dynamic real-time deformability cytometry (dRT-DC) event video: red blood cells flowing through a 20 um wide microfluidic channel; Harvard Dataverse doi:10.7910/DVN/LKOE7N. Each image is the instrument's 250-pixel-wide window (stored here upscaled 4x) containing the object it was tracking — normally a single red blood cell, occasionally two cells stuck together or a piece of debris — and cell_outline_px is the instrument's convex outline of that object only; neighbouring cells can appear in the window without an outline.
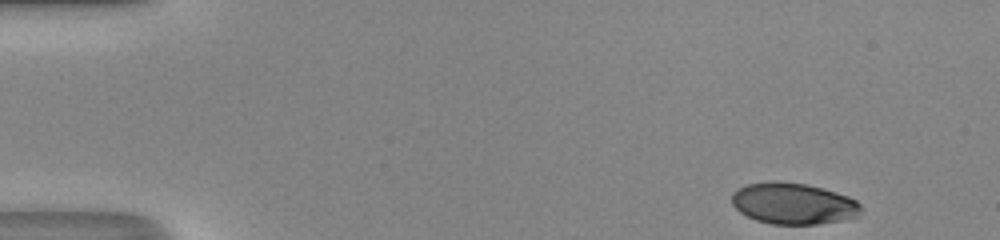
{"species": "human", "species_latin": "Homo sapiens", "temperature_condition": "room temperature", "stored_images_in_passage": 45, "camera_frame_rate_fps": 3000, "um_per_image_px": 0.085, "donor": {"sex": "male"}, "frame": {"image": 1, "passage_image": 1, "time_ms": 0.0, "image_size_px": [1000, 240], "cell_outline_px": [[860, 216], [840, 220], [816, 224], [772, 224], [756, 220], [740, 212], [732, 204], [732, 192], [736, 188], [748, 184], [772, 180], [776, 180], [804, 184], [824, 188], [848, 196], [856, 200], [860, 204]], "centroid_in_image_um": [67.41, 17.29], "position_along_channel_um": 17.6, "area_um2": 31.21}}
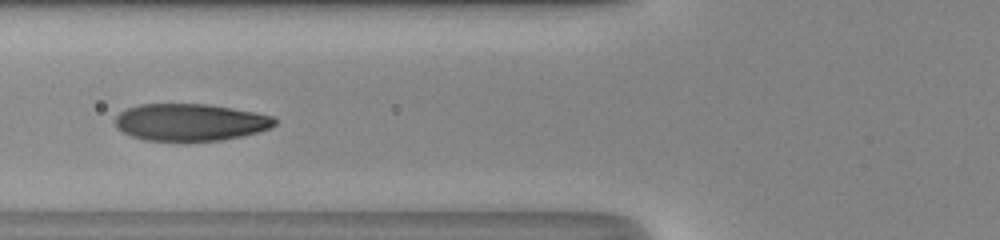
{"frame": {"image": 2, "passage_image": 16, "time_ms": 5.0, "image_size_px": [1000, 240], "cell_outline_px": [[276, 124], [272, 128], [260, 132], [244, 136], [220, 140], [144, 140], [132, 136], [124, 132], [116, 124], [116, 116], [120, 112], [128, 108], [140, 104], [208, 104], [232, 108], [272, 116], [276, 120]], "centroid_in_image_um": [16.22, 10.38], "position_along_channel_um": 109.6, "area_um2": 34.22}}
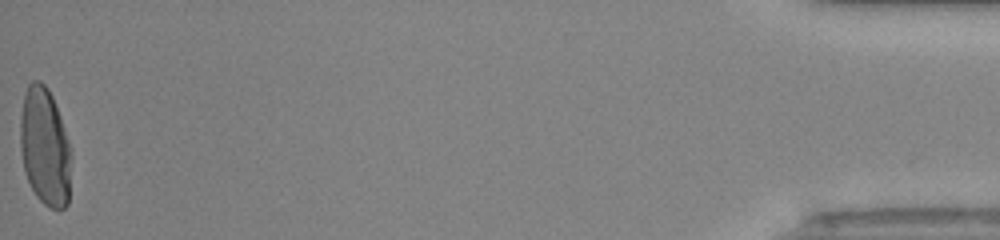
{"frame": {"image": 3, "passage_image": 45, "time_ms": 14.667, "image_size_px": [1000, 240], "cell_outline_px": [[72, 156], [68, 204], [64, 208], [52, 208], [44, 204], [36, 196], [24, 172], [20, 148], [20, 116], [24, 92], [28, 84], [32, 80], [40, 80], [48, 88], [52, 96], [64, 128], [68, 140]], "centroid_in_image_um": [3.81, 12.47], "position_along_channel_um": 431.4, "area_um2": 35.32}, "authors_computed_cell_mechanics": {"area_um2": 34.2176, "velocity_mm_per_s": 4.3424, "shape_relaxation_time_tau1_ms": 3.2671, "shape_relaxation_time_tau2_ms": null, "deformation_change_tau1": 0.1837, "deformation_change_tau2": null}}